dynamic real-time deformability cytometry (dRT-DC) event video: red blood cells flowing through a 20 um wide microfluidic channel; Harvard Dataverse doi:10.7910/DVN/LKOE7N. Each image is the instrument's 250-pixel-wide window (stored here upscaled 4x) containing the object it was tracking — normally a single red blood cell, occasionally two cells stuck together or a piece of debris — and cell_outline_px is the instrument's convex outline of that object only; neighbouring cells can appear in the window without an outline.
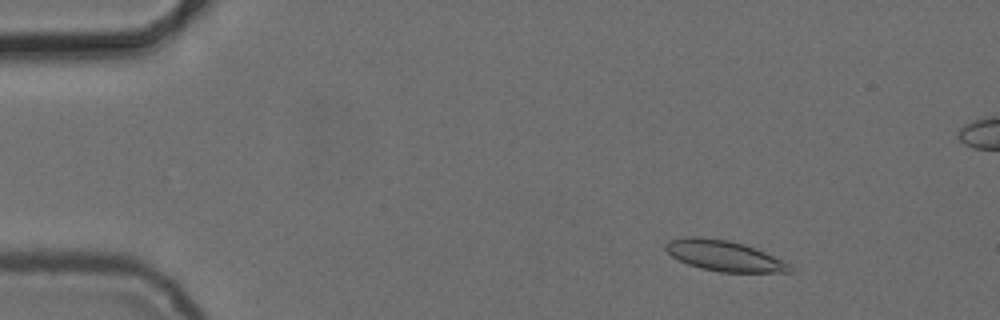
{"species": "common noctule bat (a hibernating species)", "species_latin": "Nyctalus noctula", "temperature_condition": "cold", "stored_images_in_passage": 5, "camera_frame_rate_fps": 3000, "um_per_image_px": 0.085, "animal": {"sex": "female", "body_mass_g": 24.6, "forearm_length_mm": 56.2}, "frame": {"image": 1, "passage_image": 2, "time_ms": 1.0, "image_size_px": [1000, 320], "cell_outline_px": [[796, 272], [720, 272], [700, 268], [688, 264], [672, 256], [664, 248], [664, 244], [668, 240], [684, 236], [704, 236], [728, 240], [744, 244], [756, 248], [796, 268]], "centroid_in_image_um": [61.52, 21.73], "position_along_channel_um": 23.5, "area_um2": 22.31}}